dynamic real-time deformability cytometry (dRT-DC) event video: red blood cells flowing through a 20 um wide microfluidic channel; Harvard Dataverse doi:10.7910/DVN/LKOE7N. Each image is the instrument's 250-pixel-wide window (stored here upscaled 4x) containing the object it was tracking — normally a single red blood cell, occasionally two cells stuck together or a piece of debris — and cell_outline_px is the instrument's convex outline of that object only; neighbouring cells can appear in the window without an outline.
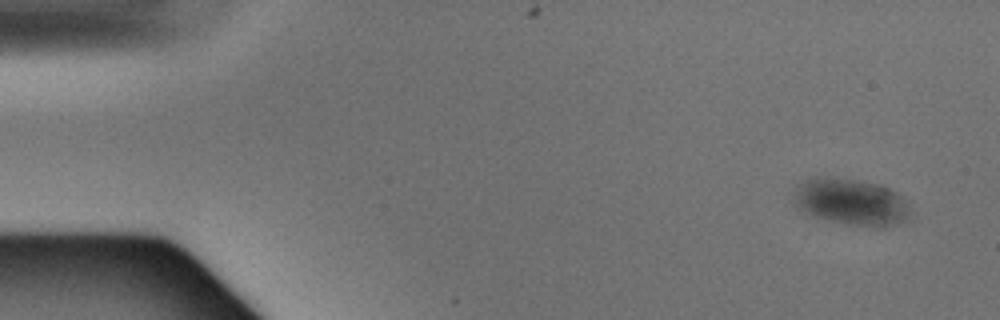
{"species": "Egyptian fruit bat (a non-hibernating species)", "species_latin": "Rousettus aegyptiacus", "temperature_condition": "warm", "stored_images_in_passage": 4, "camera_frame_rate_fps": 3000, "um_per_image_px": 0.085, "animal": {"sex": "male"}, "frame": {"image": 1, "passage_image": 1, "time_ms": 0.0, "image_size_px": [1000, 320], "cell_outline_px": [[904, 216], [896, 224], [884, 228], [872, 228], [848, 224], [816, 216], [808, 212], [796, 200], [796, 192], [800, 184], [804, 180], [816, 176], [832, 176], [880, 184], [896, 192], [900, 196], [904, 204]], "centroid_in_image_um": [72.33, 17.13], "position_along_channel_um": 12.7, "area_um2": 30.35}}
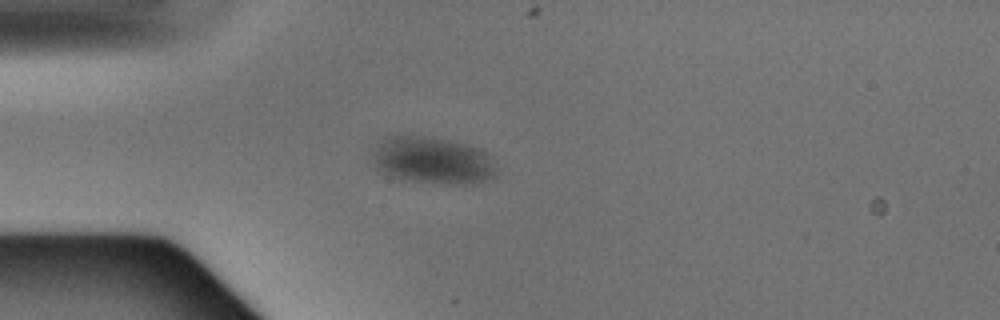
{"frame": {"image": 2, "passage_image": 3, "time_ms": 0.667, "image_size_px": [1000, 320], "cell_outline_px": [[496, 176], [488, 180], [472, 184], [452, 184], [412, 180], [392, 176], [376, 168], [376, 144], [384, 136], [432, 136], [456, 140], [480, 148], [488, 152], [492, 156], [496, 168]], "centroid_in_image_um": [36.89, 13.6], "position_along_channel_um": 48.1, "area_um2": 34.16}}